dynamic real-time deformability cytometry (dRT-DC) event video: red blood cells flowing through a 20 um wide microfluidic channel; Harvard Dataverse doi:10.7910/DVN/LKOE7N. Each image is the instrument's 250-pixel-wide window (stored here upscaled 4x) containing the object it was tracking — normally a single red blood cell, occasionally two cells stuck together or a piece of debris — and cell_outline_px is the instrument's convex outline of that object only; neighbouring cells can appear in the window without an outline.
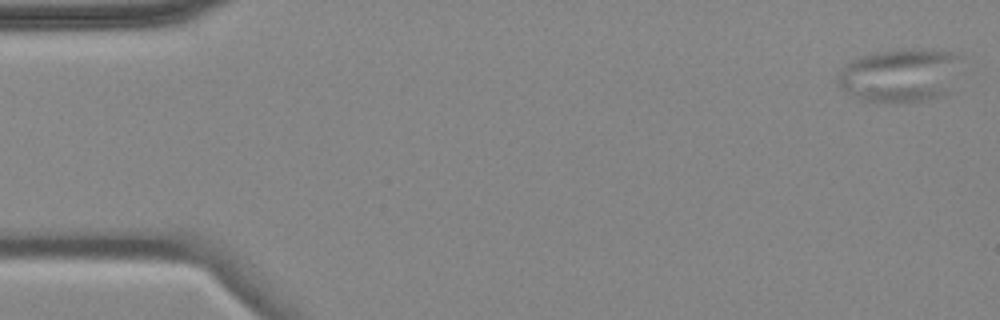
{"species": "common noctule bat (a hibernating species)", "species_latin": "Nyctalus noctula", "temperature_condition": "cold", "stored_images_in_passage": 4, "camera_frame_rate_fps": 3000, "um_per_image_px": 0.085, "animal": {"sex": "female", "body_mass_g": 18.4}, "frame": {"image": 1, "passage_image": 1, "time_ms": 0.0, "image_size_px": [1000, 320], "cell_outline_px": [[964, 56], [948, 92], [936, 96], [920, 100], [860, 100], [840, 88], [840, 68], [852, 60], [860, 56], [880, 52], [904, 48], [924, 48], [956, 52]], "centroid_in_image_um": [76.56, 6.32], "position_along_channel_um": 8.4, "area_um2": 37.97}}